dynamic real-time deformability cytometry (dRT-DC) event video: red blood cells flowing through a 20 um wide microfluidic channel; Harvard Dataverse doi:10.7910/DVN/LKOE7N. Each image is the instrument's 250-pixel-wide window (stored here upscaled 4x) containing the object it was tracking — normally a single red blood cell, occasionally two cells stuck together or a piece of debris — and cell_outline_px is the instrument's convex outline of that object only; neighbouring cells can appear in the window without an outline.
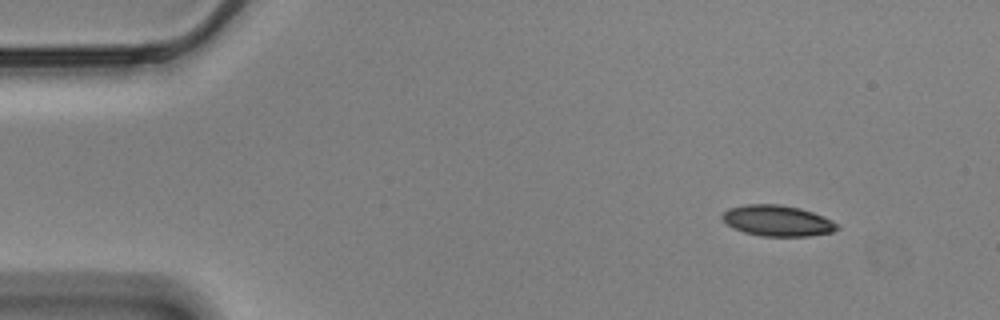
{"species": "Egyptian fruit bat (a non-hibernating species)", "species_latin": "Rousettus aegyptiacus", "temperature_condition": "cold", "stored_images_in_passage": 52, "segment_of_instrument_passage": [1, 2], "camera_frame_rate_fps": 3000, "um_per_image_px": 0.085, "animal": {"sex": "male"}, "frame": {"image": 1, "passage_image": 1, "time_ms": 0.0, "image_size_px": [1000, 320], "cell_outline_px": [[840, 228], [832, 232], [808, 236], [760, 236], [744, 232], [732, 228], [720, 216], [728, 208], [744, 204], [780, 204], [800, 208], [824, 216], [840, 224]], "centroid_in_image_um": [66.09, 18.76], "position_along_channel_um": 18.9, "area_um2": 20.87}}
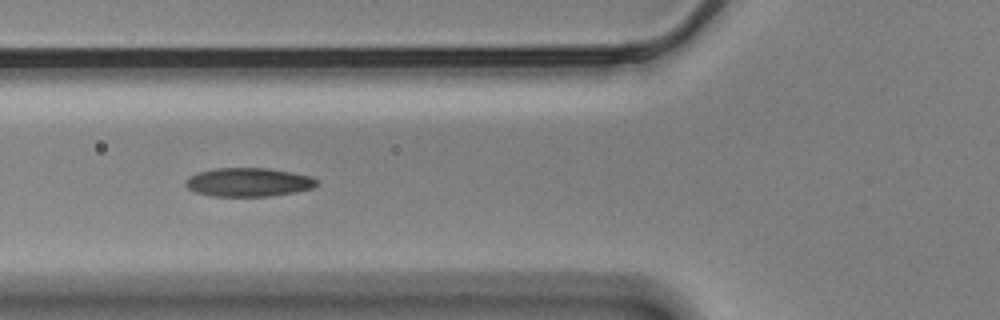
{"frame": {"image": 2, "passage_image": 16, "time_ms": 5.0, "image_size_px": [1000, 320], "cell_outline_px": [[316, 184], [312, 188], [296, 192], [268, 196], [212, 196], [196, 192], [188, 188], [184, 184], [184, 180], [188, 176], [200, 172], [216, 168], [268, 168], [312, 176], [316, 180]], "centroid_in_image_um": [21.09, 15.48], "position_along_channel_um": 104.7, "area_um2": 21.85}}
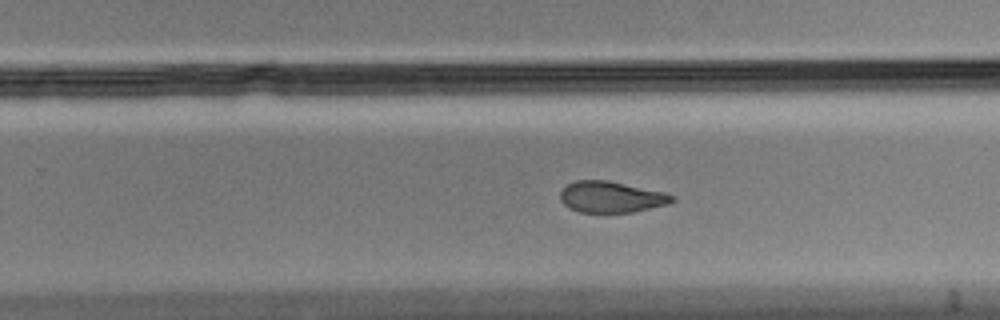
{"frame": {"image": 3, "passage_image": 31, "time_ms": 10.0, "image_size_px": [1000, 320], "cell_outline_px": [[676, 200], [668, 204], [632, 212], [580, 212], [564, 204], [560, 200], [560, 192], [568, 184], [576, 180], [608, 180], [664, 192], [672, 196]], "centroid_in_image_um": [51.95, 16.73], "position_along_channel_um": 277.9, "area_um2": 20.11}}